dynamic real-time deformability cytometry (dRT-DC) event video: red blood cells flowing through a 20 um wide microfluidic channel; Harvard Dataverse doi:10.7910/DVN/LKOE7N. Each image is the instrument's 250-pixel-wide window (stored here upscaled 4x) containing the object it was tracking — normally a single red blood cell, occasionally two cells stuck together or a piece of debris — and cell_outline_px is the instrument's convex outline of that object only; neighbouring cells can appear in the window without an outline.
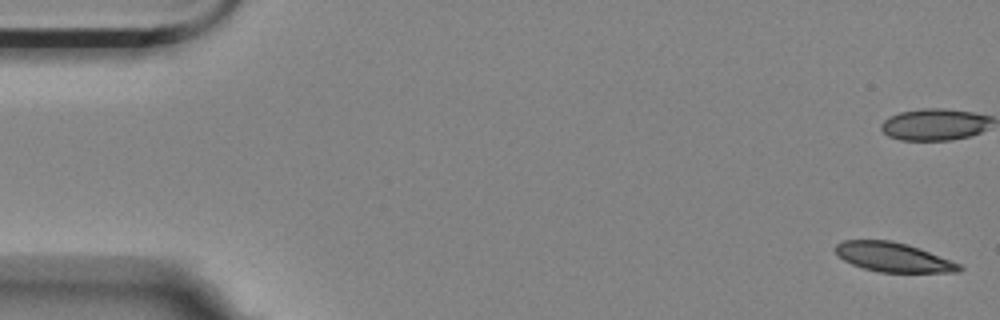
{"species": "Egyptian fruit bat (a non-hibernating species)", "species_latin": "Rousettus aegyptiacus", "temperature_condition": "room temperature", "stored_images_in_passage": 57, "camera_frame_rate_fps": 3000, "um_per_image_px": 0.085, "animal": {"sex": "female"}, "frame": {"image": 1, "passage_image": 1, "time_ms": 0.0, "image_size_px": [1000, 320], "cell_outline_px": [[964, 268], [960, 272], [880, 272], [864, 268], [852, 264], [844, 260], [836, 252], [836, 244], [844, 240], [888, 240], [904, 244], [928, 252], [960, 264]], "centroid_in_image_um": [75.91, 21.87], "position_along_channel_um": 9.1, "area_um2": 20.63}}
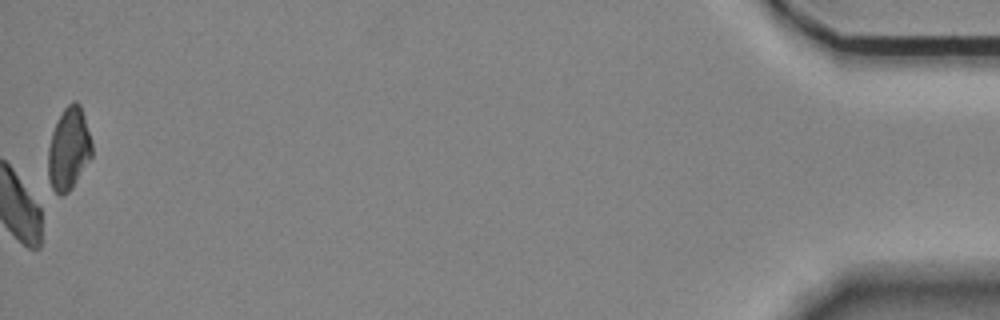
{"frame": {"image": 2, "passage_image": 57, "time_ms": 18.667, "image_size_px": [1000, 320], "cell_outline_px": [[92, 156], [72, 188], [68, 192], [60, 196], [52, 188], [48, 180], [48, 148], [52, 132], [56, 120], [64, 108], [72, 100], [76, 100], [80, 104], [92, 140]], "centroid_in_image_um": [5.84, 12.63], "position_along_channel_um": 429.4, "area_um2": 21.27}, "authors_computed_cell_mechanics": {"area_um2": 22.9466, "velocity_mm_per_s": 3.5043, "shape_relaxation_time_tau1_ms": 5.5936, "shape_relaxation_time_tau2_ms": 7.0692, "deformation_change_tau1": 0.1086, "deformation_change_tau2": 0.1345}}